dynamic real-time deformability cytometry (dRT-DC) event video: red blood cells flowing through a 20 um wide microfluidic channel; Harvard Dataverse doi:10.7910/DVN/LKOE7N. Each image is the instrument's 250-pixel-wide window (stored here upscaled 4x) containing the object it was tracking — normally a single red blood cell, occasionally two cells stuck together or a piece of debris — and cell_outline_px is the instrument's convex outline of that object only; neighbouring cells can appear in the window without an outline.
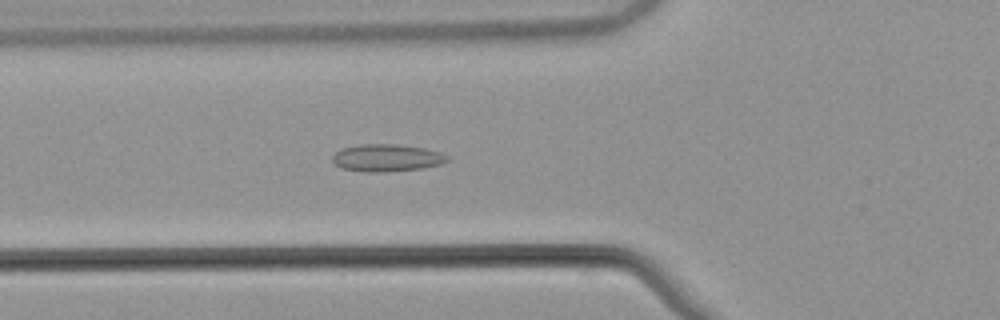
{"species": "common noctule bat (a hibernating species)", "species_latin": "Nyctalus noctula", "temperature_condition": "warm", "stored_images_in_passage": 43, "camera_frame_rate_fps": 3000, "um_per_image_px": 0.085, "animal": {"sex": "male", "body_mass_g": 21.5, "forearm_length_mm": 52.0}, "frame": {"image": 1, "passage_image": 9, "time_ms": 2.667, "image_size_px": [1000, 320], "cell_outline_px": [[448, 160], [440, 164], [424, 168], [380, 172], [364, 172], [340, 168], [332, 160], [332, 156], [340, 148], [360, 144], [396, 144], [424, 148], [440, 152], [448, 156]], "centroid_in_image_um": [32.84, 13.41], "position_along_channel_um": 93.0, "area_um2": 18.32}}
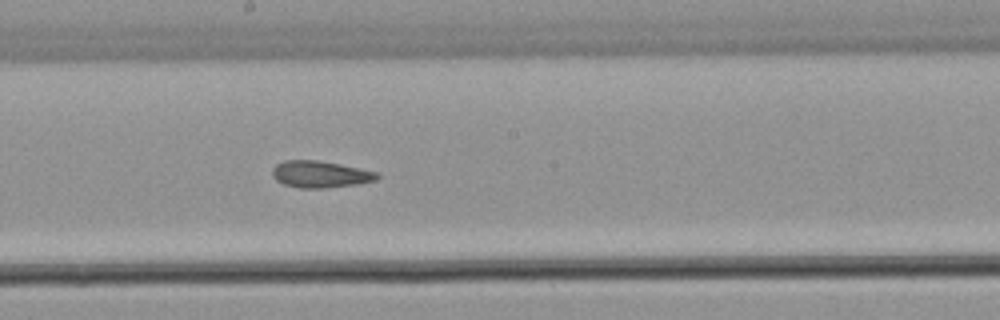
{"frame": {"image": 2, "passage_image": 19, "time_ms": 6.0, "image_size_px": [1000, 320], "cell_outline_px": [[380, 176], [376, 180], [356, 184], [324, 188], [300, 188], [284, 184], [276, 180], [272, 176], [272, 168], [276, 164], [284, 160], [316, 160], [340, 164], [380, 172]], "centroid_in_image_um": [27.22, 14.81], "position_along_channel_um": 221.0, "area_um2": 16.42}}
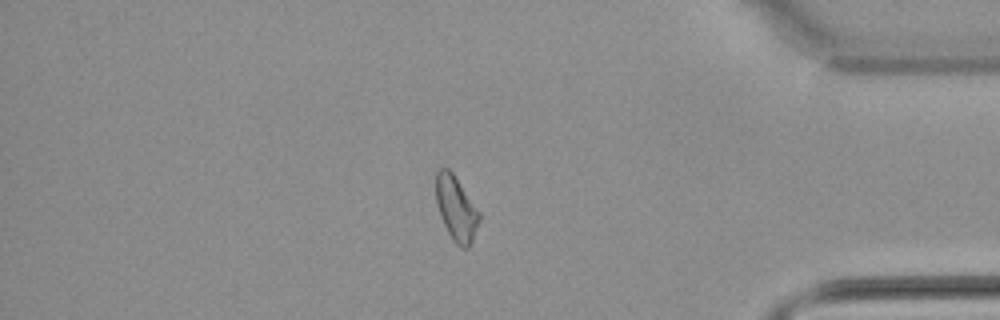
{"frame": {"image": 3, "passage_image": 35, "time_ms": 11.333, "image_size_px": [1000, 320], "cell_outline_px": [[480, 220], [472, 244], [468, 248], [460, 248], [452, 240], [440, 216], [436, 200], [436, 172], [440, 168], [448, 168], [452, 172], [480, 212]], "centroid_in_image_um": [38.79, 17.76], "position_along_channel_um": 396.4, "area_um2": 16.36}, "authors_computed_cell_mechanics": {"area_um2": 16.473, "velocity_mm_per_s": 3.8416, "shape_relaxation_time_tau1_ms": null, "shape_relaxation_time_tau2_ms": 3.0522, "deformation_change_tau1": null, "deformation_change_tau2": 0.1062}}